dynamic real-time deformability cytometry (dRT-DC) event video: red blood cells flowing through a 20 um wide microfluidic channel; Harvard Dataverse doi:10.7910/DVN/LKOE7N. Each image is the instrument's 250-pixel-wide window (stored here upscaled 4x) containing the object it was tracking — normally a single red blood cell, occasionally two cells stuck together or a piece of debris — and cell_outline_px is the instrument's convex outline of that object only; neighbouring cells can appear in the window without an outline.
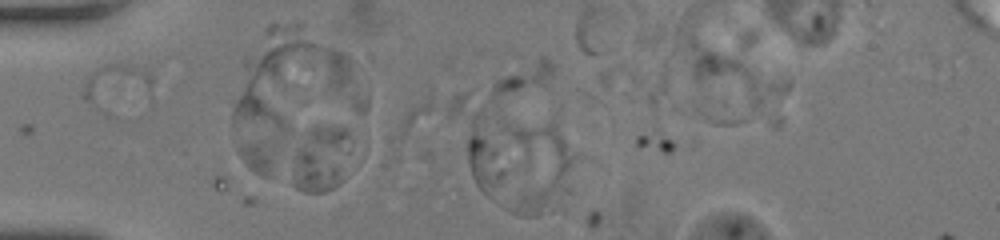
{"species": "human", "species_latin": "Homo sapiens", "temperature_condition": "room temperature", "stored_images_in_passage": 2, "camera_frame_rate_fps": 3000, "um_per_image_px": 0.085, "donor": {"sex": "female"}, "frame": {"image": 1, "passage_image": 1, "time_ms": 0.0, "image_size_px": [1000, 240], "cell_outline_px": [[352, 140], [340, 184], [324, 192], [304, 192], [296, 188], [292, 184], [296, 152], [304, 132], [312, 128], [344, 128], [348, 132]], "centroid_in_image_um": [27.29, 13.54], "position_along_channel_um": 57.7, "area_um2": 22.02}}